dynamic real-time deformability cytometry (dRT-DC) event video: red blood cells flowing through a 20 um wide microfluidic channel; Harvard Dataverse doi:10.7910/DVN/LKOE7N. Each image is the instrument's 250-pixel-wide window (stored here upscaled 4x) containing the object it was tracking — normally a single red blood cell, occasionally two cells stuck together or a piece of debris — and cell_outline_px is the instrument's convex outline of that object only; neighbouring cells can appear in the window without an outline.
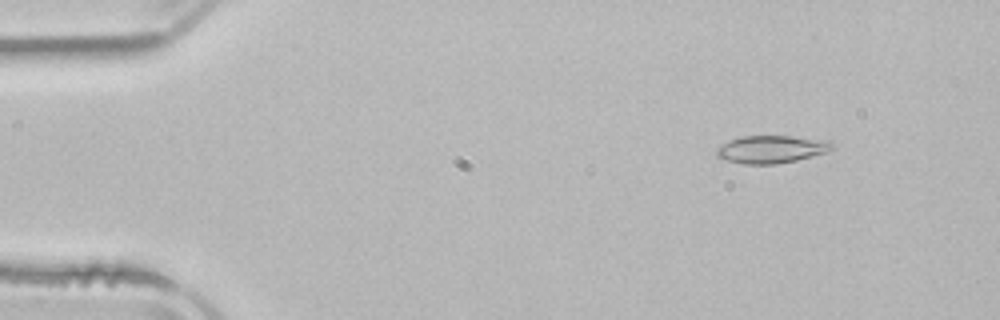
{"species": "common noctule bat (a hibernating species)", "species_latin": "Nyctalus noctula", "temperature_condition": "room temperature", "stored_images_in_passage": 4, "camera_frame_rate_fps": 3000, "um_per_image_px": 0.085, "animal": {"sex": "male", "body_mass_g": 21.5, "forearm_length_mm": 52.0}, "frame": {"image": 1, "passage_image": 1, "time_ms": 0.0, "image_size_px": [1000, 320], "cell_outline_px": [[836, 148], [828, 152], [796, 160], [776, 164], [744, 164], [728, 160], [716, 156], [716, 148], [728, 140], [740, 136], [792, 136], [832, 140], [836, 144]], "centroid_in_image_um": [65.64, 12.67], "position_along_channel_um": 19.4, "area_um2": 18.96}}
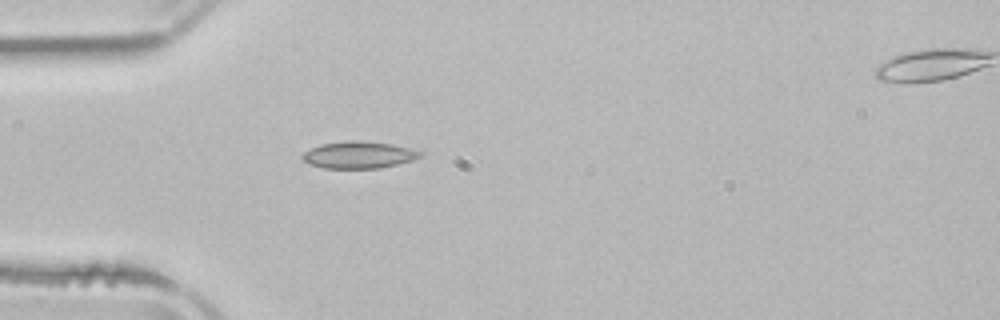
{"frame": {"image": 2, "passage_image": 3, "time_ms": 3.0, "image_size_px": [1000, 320], "cell_outline_px": [[424, 152], [420, 156], [412, 160], [380, 168], [324, 168], [308, 164], [300, 156], [304, 152], [320, 144], [348, 140], [360, 140], [392, 144]], "centroid_in_image_um": [30.46, 13.16], "position_along_channel_um": 54.5, "area_um2": 18.44}}